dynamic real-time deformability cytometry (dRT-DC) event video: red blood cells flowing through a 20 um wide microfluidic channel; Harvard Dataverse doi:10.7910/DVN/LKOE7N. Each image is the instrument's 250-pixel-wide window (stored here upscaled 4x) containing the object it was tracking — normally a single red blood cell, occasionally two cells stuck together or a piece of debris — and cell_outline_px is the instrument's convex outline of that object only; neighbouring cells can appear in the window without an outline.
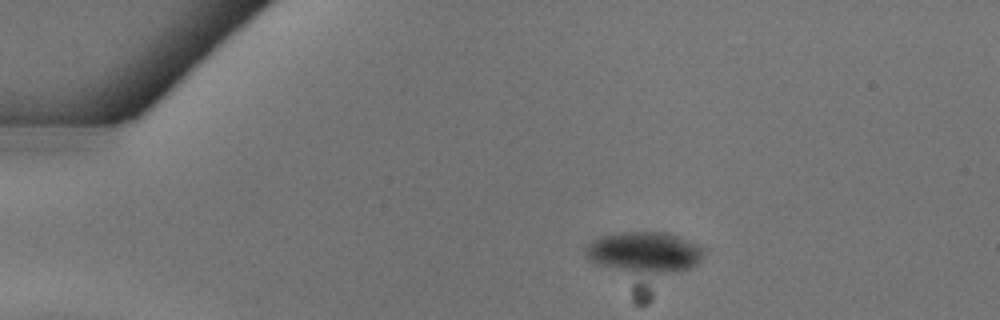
{"species": "common noctule bat (a hibernating species)", "species_latin": "Nyctalus noctula", "temperature_condition": "warm", "stored_images_in_passage": 2, "camera_frame_rate_fps": 3000, "um_per_image_px": 0.085, "animal": {"sex": "female"}, "frame": {"image": 1, "passage_image": 2, "time_ms": 0.333, "image_size_px": [1000, 320], "cell_outline_px": [[704, 256], [692, 268], [680, 272], [656, 272], [612, 268], [596, 264], [588, 260], [584, 252], [584, 248], [592, 240], [600, 236], [624, 232], [668, 232], [696, 244], [704, 248]], "centroid_in_image_um": [54.78, 21.42], "position_along_channel_um": 30.2, "area_um2": 27.86}}